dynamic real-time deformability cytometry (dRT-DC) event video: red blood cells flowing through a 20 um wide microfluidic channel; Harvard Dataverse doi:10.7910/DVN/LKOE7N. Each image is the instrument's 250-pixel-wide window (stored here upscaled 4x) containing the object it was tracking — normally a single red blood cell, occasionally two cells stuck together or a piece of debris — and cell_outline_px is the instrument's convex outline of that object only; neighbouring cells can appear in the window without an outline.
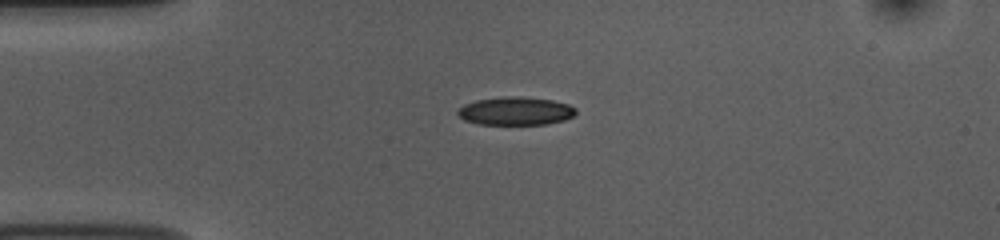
{"species": "common noctule bat (a hibernating species)", "species_latin": "Nyctalus noctula", "temperature_condition": "room temperature", "stored_images_in_passage": 41, "camera_frame_rate_fps": 3000, "um_per_image_px": 0.085, "animal": {"sex": "female", "body_mass_g": 10.0, "forearm_length_mm": 53.1}, "frame": {"image": 1, "passage_image": 1, "time_ms": 0.0, "image_size_px": [1000, 240], "cell_outline_px": [[576, 112], [572, 116], [564, 120], [548, 124], [480, 124], [464, 120], [456, 112], [464, 104], [476, 100], [500, 96], [516, 96], [552, 100], [568, 104], [576, 108]], "centroid_in_image_um": [43.82, 9.43], "position_along_channel_um": 41.2, "area_um2": 19.36}}
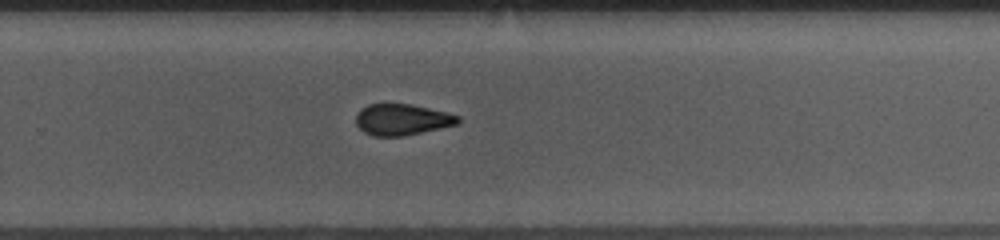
{"frame": {"image": 2, "passage_image": 23, "time_ms": 7.333, "image_size_px": [1000, 240], "cell_outline_px": [[460, 120], [456, 124], [404, 136], [372, 136], [364, 132], [356, 124], [356, 116], [360, 108], [368, 104], [408, 104], [448, 112], [460, 116]], "centroid_in_image_um": [34.14, 10.16], "position_along_channel_um": 295.7, "area_um2": 18.44}}
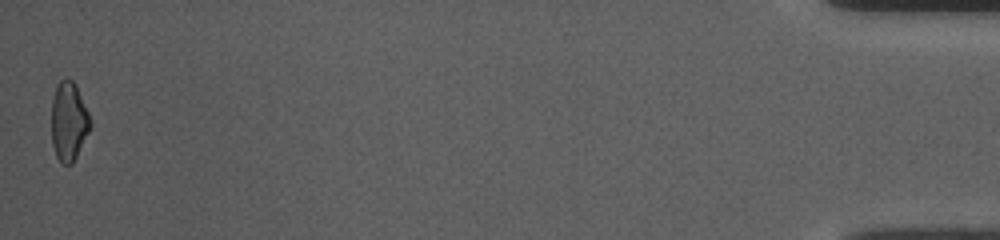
{"frame": {"image": 3, "passage_image": 41, "time_ms": 13.333, "image_size_px": [1000, 240], "cell_outline_px": [[92, 128], [72, 164], [60, 164], [56, 156], [52, 144], [52, 100], [56, 84], [64, 76], [72, 80], [76, 84], [88, 112], [92, 124]], "centroid_in_image_um": [5.85, 10.31], "position_along_channel_um": 429.3, "area_um2": 18.21}, "authors_computed_cell_mechanics": {"area_um2": 19.074, "velocity_mm_per_s": 3.7862, "shape_relaxation_time_tau1_ms": 3.0555, "shape_relaxation_time_tau2_ms": 3.8812, "deformation_change_tau1": 0.1276, "deformation_change_tau2": 0.1092}}